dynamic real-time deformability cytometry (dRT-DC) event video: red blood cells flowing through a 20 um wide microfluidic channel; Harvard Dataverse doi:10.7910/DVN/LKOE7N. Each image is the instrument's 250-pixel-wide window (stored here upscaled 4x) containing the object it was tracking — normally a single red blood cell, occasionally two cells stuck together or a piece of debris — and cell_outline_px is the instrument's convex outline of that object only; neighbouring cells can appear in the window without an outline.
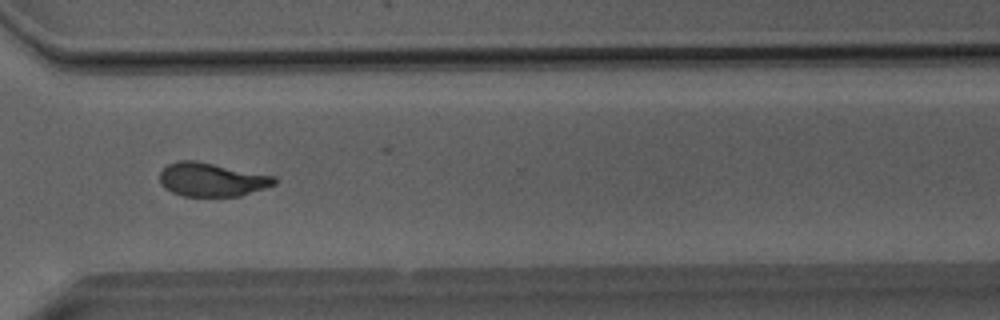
{"species": "Egyptian fruit bat (a non-hibernating species)", "species_latin": "Rousettus aegyptiacus", "temperature_condition": "room temperature", "stored_images_in_passage": 43, "camera_frame_rate_fps": 3000, "um_per_image_px": 0.085, "animal": {"sex": "male"}, "frame": {"image": 1, "passage_image": 37, "time_ms": 12.0, "image_size_px": [1000, 320], "cell_outline_px": [[276, 184], [240, 196], [184, 196], [172, 192], [164, 188], [160, 184], [160, 172], [168, 164], [176, 160], [196, 160], [276, 176]], "centroid_in_image_um": [17.98, 15.25], "position_along_channel_um": 352.6, "area_um2": 22.6}}
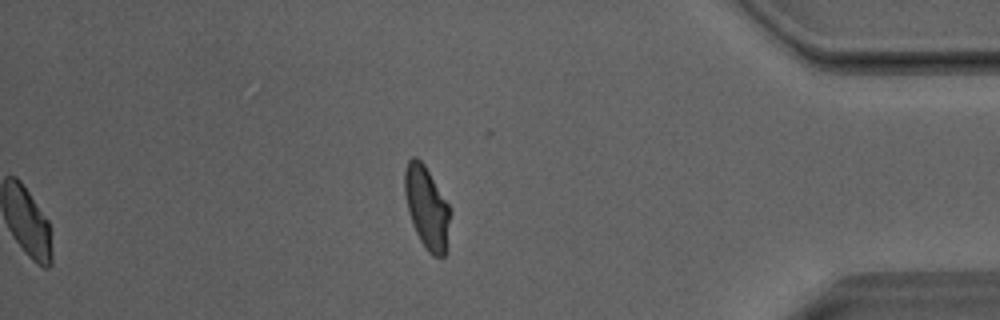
{"frame": {"image": 2, "passage_image": 43, "time_ms": 14.0, "image_size_px": [1000, 320], "cell_outline_px": [[452, 212], [448, 248], [444, 256], [432, 256], [424, 248], [412, 224], [408, 212], [404, 192], [404, 172], [408, 160], [412, 156], [416, 156], [424, 164], [452, 208]], "centroid_in_image_um": [36.31, 17.67], "position_along_channel_um": 398.9, "area_um2": 22.54}, "authors_computed_cell_mechanics": {"area_um2": 23.5824, "velocity_mm_per_s": 4.0367, "shape_relaxation_time_tau1_ms": 7.5427, "shape_relaxation_time_tau2_ms": 1.2656, "deformation_change_tau1": 0.211, "deformation_change_tau2": 0.064}}